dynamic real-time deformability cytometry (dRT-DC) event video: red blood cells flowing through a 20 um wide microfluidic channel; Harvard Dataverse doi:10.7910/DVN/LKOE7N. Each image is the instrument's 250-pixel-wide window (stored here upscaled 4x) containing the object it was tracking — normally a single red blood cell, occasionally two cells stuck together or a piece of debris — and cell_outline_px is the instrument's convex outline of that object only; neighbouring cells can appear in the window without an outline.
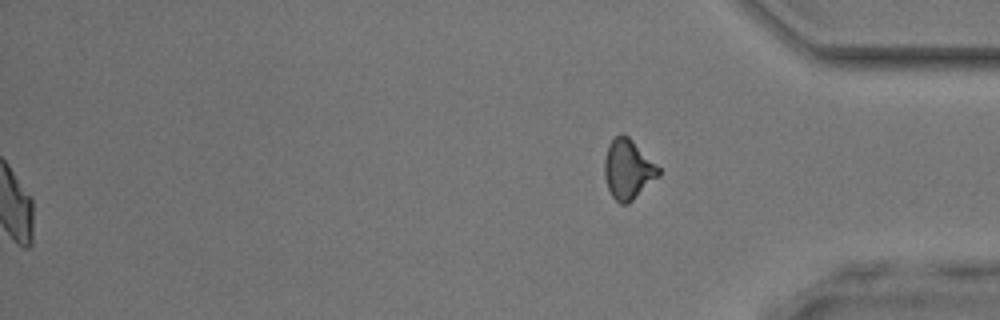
{"species": "common noctule bat (a hibernating species)", "species_latin": "Nyctalus noctula", "temperature_condition": "room temperature", "stored_images_in_passage": 51, "segment_of_instrument_passage": [2, 2], "camera_frame_rate_fps": 3000, "um_per_image_px": 0.085, "animal": {"sex": "male", "body_mass_g": 17.9, "forearm_length_mm": 54.2}, "frame": {"image": 1, "passage_image": 51, "time_ms": 16.667, "image_size_px": [1000, 320], "cell_outline_px": [[660, 176], [628, 204], [620, 204], [612, 196], [608, 188], [604, 176], [604, 160], [608, 144], [620, 132], [624, 132], [660, 168]], "centroid_in_image_um": [53.37, 14.39], "position_along_channel_um": 381.8, "area_um2": 18.9}}